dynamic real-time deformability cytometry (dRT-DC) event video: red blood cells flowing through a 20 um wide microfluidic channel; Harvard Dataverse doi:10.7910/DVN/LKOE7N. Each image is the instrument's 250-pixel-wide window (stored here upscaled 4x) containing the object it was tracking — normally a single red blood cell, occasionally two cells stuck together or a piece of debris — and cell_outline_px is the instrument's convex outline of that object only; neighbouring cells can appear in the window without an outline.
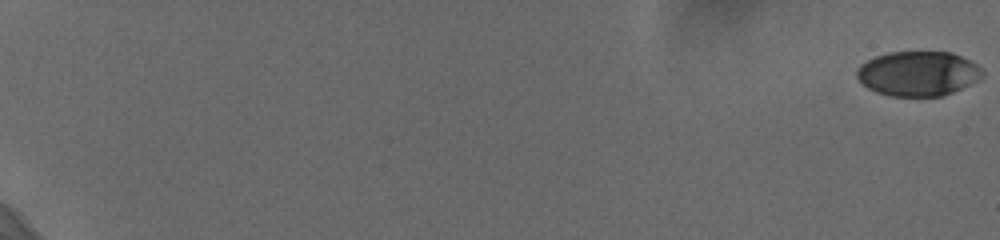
{"species": "human", "species_latin": "Homo sapiens", "temperature_condition": "cold", "stored_images_in_passage": 53, "camera_frame_rate_fps": 3000, "um_per_image_px": 0.085, "donor": {"sex": "female"}, "frame": {"image": 1, "passage_image": 1, "time_ms": 0.0, "image_size_px": [1000, 240], "cell_outline_px": [[984, 76], [980, 80], [952, 92], [940, 96], [892, 96], [876, 92], [868, 88], [856, 76], [856, 72], [860, 64], [876, 56], [888, 52], [952, 52], [976, 64], [984, 72]], "centroid_in_image_um": [78.05, 6.25], "position_along_channel_um": 7.0, "area_um2": 32.66}}
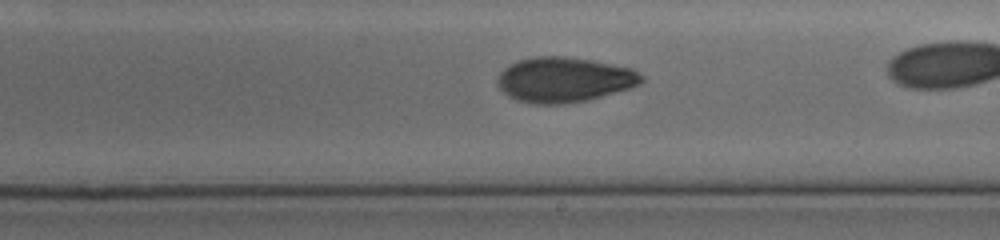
{"frame": {"image": 2, "passage_image": 40, "time_ms": 13.0, "image_size_px": [1000, 240], "cell_outline_px": [[644, 80], [640, 84], [628, 88], [588, 100], [564, 104], [532, 104], [508, 96], [496, 84], [496, 80], [500, 72], [504, 68], [520, 60], [536, 56], [564, 56], [592, 60], [632, 68], [644, 76]], "centroid_in_image_um": [47.95, 6.77], "position_along_channel_um": 241.0, "area_um2": 37.74}}
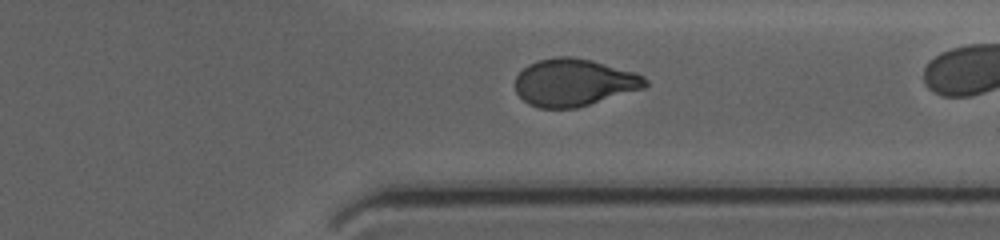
{"frame": {"image": 3, "passage_image": 50, "time_ms": 16.333, "image_size_px": [1000, 240], "cell_outline_px": [[648, 84], [644, 88], [576, 108], [540, 108], [528, 104], [516, 92], [516, 76], [528, 64], [536, 60], [556, 56], [568, 56], [592, 60], [636, 72], [644, 76], [648, 80]], "centroid_in_image_um": [48.79, 7.0], "position_along_channel_um": 362.6, "area_um2": 35.95}}